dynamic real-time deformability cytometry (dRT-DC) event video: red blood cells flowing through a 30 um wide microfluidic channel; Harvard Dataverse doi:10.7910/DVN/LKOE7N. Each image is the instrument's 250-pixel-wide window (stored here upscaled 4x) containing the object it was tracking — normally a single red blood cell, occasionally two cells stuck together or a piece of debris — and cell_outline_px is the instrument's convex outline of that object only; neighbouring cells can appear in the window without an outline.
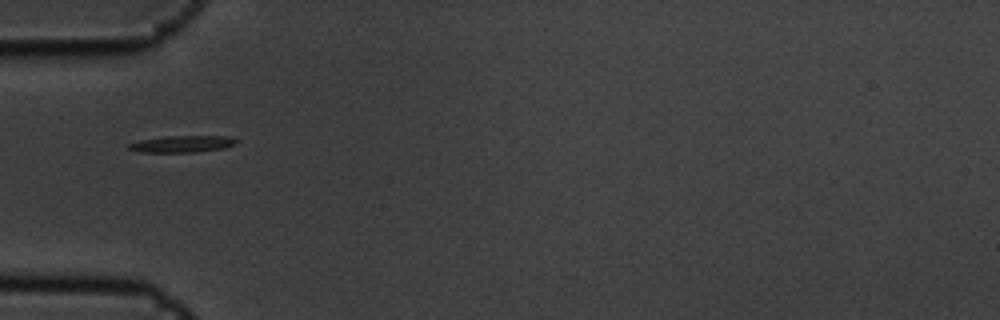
{"species": "common noctule bat (a hibernating species)", "species_latin": "Nyctalus noctula", "temperature_condition": "cold", "stored_images_in_passage": 10, "camera_frame_rate_fps": 3000, "um_per_image_px": 0.085, "animal": {"sex": "male", "body_mass_g": 19.5, "forearm_length_mm": 54.6}, "frame": {"image": 1, "passage_image": 5, "time_ms": 1.333, "image_size_px": [1000, 320], "cell_outline_px": [[240, 140], [224, 148], [196, 152], [140, 152], [128, 148], [128, 144], [140, 140], [164, 136], [232, 136]], "centroid_in_image_um": [15.51, 12.23], "position_along_channel_um": 69.5, "area_um2": 10.46}}
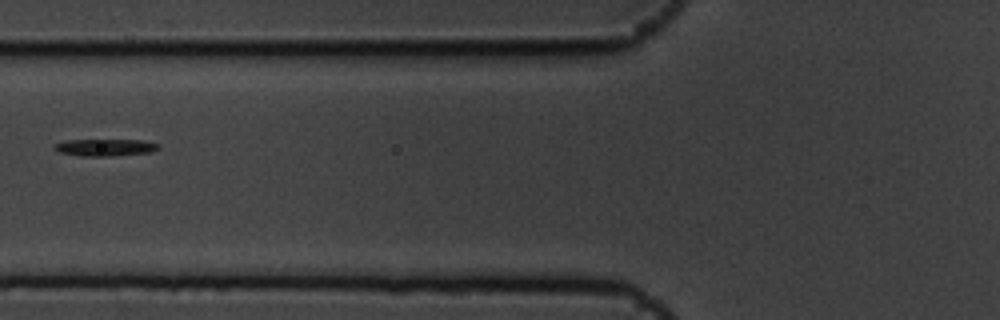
{"frame": {"image": 2, "passage_image": 6, "time_ms": 1.667, "image_size_px": [1000, 320], "cell_outline_px": [[160, 148], [152, 152], [108, 156], [80, 156], [60, 152], [52, 148], [56, 144], [68, 140], [144, 140], [160, 144]], "centroid_in_image_um": [8.99, 12.53], "position_along_channel_um": 116.8, "area_um2": 10.29}}
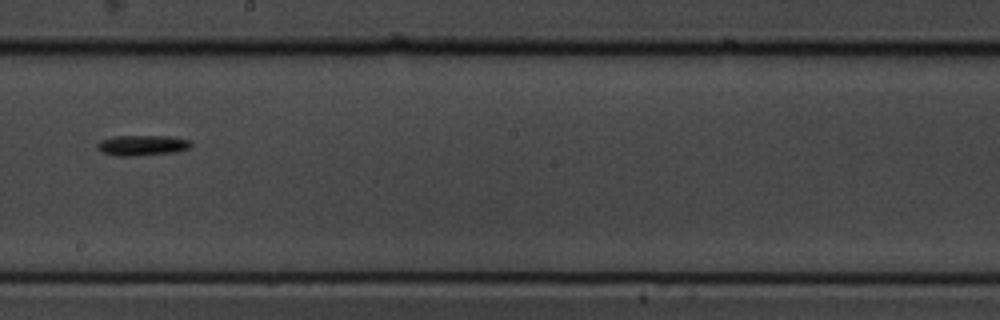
{"frame": {"image": 3, "passage_image": 9, "time_ms": 2.667, "image_size_px": [1000, 320], "cell_outline_px": [[192, 144], [188, 148], [176, 152], [132, 156], [116, 156], [104, 152], [96, 148], [96, 144], [100, 140], [116, 136], [172, 136], [192, 140]], "centroid_in_image_um": [12.11, 12.34], "position_along_channel_um": 236.1, "area_um2": 11.21}}